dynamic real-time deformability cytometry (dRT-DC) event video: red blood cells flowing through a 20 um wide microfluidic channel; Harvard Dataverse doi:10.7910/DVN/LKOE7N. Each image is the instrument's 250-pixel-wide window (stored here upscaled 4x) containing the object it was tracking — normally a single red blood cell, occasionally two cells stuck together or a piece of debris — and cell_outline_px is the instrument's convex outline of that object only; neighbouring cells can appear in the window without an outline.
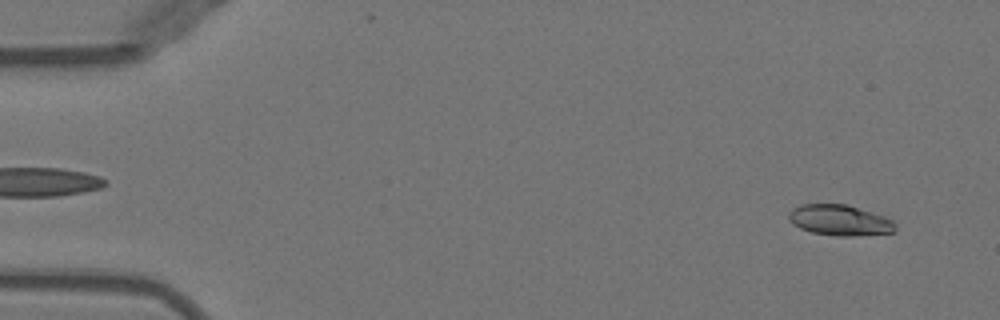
{"species": "Egyptian fruit bat (a non-hibernating species)", "species_latin": "Rousettus aegyptiacus", "temperature_condition": "warm", "stored_images_in_passage": 47, "camera_frame_rate_fps": 3000, "um_per_image_px": 0.085, "animal": {"sex": "female"}, "frame": {"image": 1, "passage_image": 3, "time_ms": 0.667, "image_size_px": [1000, 320], "cell_outline_px": [[896, 232], [852, 236], [836, 236], [812, 232], [800, 228], [792, 224], [788, 220], [788, 212], [792, 208], [800, 204], [844, 204], [884, 216], [892, 220], [896, 224]], "centroid_in_image_um": [71.35, 18.72], "position_along_channel_um": 13.7, "area_um2": 19.13}}
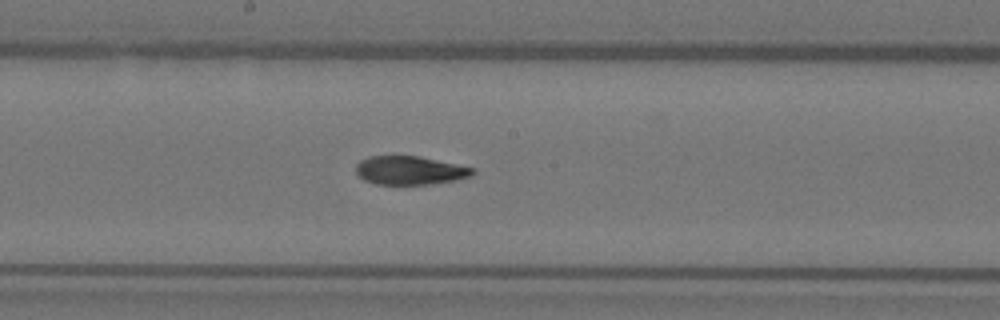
{"frame": {"image": 2, "passage_image": 27, "time_ms": 8.667, "image_size_px": [1000, 320], "cell_outline_px": [[476, 172], [472, 176], [456, 180], [428, 184], [376, 184], [364, 180], [356, 172], [356, 164], [360, 160], [368, 156], [420, 156], [476, 168]], "centroid_in_image_um": [34.87, 14.47], "position_along_channel_um": 213.3, "area_um2": 19.54}}
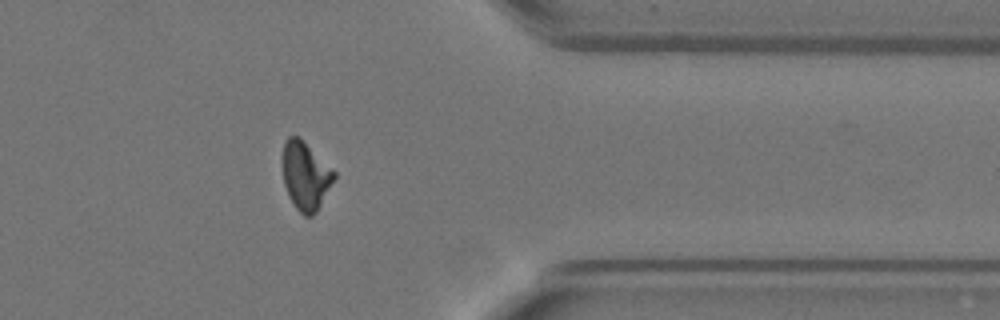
{"frame": {"image": 3, "passage_image": 41, "time_ms": 13.333, "image_size_px": [1000, 320], "cell_outline_px": [[336, 176], [316, 212], [312, 216], [304, 216], [296, 208], [288, 196], [284, 184], [284, 140], [288, 136], [300, 136], [336, 172]], "centroid_in_image_um": [25.98, 14.92], "position_along_channel_um": 385.4, "area_um2": 20.29}}